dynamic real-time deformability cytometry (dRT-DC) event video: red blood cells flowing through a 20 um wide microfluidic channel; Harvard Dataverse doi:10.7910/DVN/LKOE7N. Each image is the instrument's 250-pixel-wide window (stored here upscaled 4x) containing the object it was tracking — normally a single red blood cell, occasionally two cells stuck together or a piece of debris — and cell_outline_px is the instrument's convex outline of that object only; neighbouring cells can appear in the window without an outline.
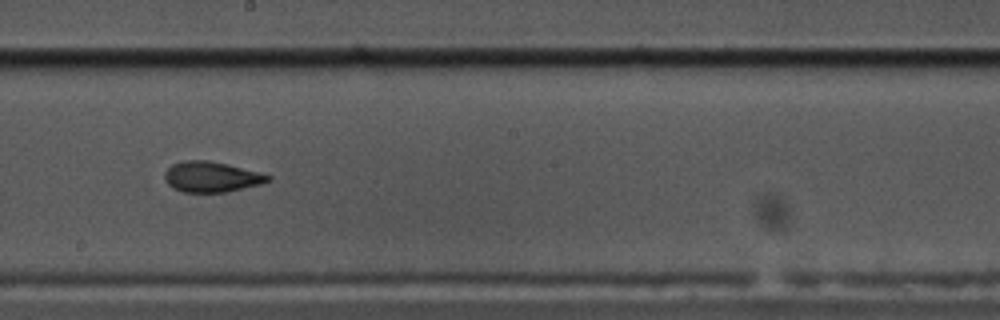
{"species": "common noctule bat (a hibernating species)", "species_latin": "Nyctalus noctula", "temperature_condition": "cold", "stored_images_in_passage": 41, "camera_frame_rate_fps": 3000, "um_per_image_px": 0.085, "animal": {"sex": "male", "body_mass_g": 17.5, "forearm_length_mm": 52.3}, "frame": {"image": 1, "passage_image": 18, "time_ms": 5.667, "image_size_px": [1000, 320], "cell_outline_px": [[272, 180], [260, 184], [224, 192], [184, 192], [172, 188], [164, 180], [164, 172], [172, 164], [184, 160], [208, 160], [228, 164], [260, 172], [272, 176]], "centroid_in_image_um": [17.96, 15.02], "position_along_channel_um": 230.2, "area_um2": 18.44}}
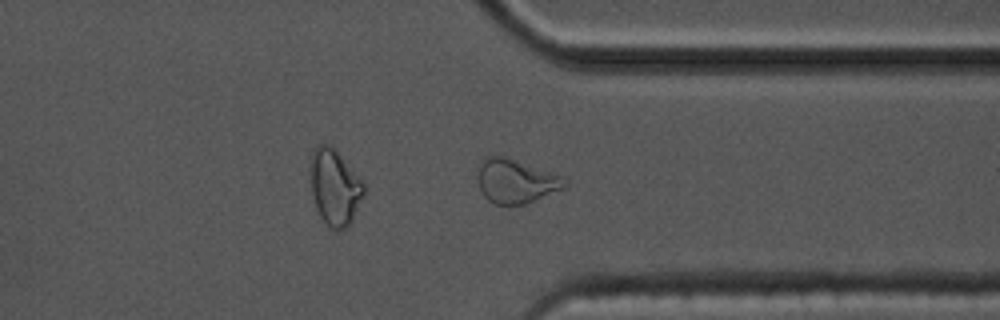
{"frame": {"image": 2, "passage_image": 30, "time_ms": 9.667, "image_size_px": [1000, 320], "cell_outline_px": [[568, 184], [564, 188], [524, 204], [496, 204], [488, 200], [484, 196], [480, 188], [480, 164], [484, 156], [504, 156], [560, 176], [568, 180]], "centroid_in_image_um": [43.85, 15.4], "position_along_channel_um": 367.5, "area_um2": 21.62}, "authors_computed_cell_mechanics": {"area_um2": 18.7272, "velocity_mm_per_s": 3.4473, "shape_relaxation_time_tau1_ms": 9.1005, "shape_relaxation_time_tau2_ms": 1.9566, "deformation_change_tau1": 0.1941, "deformation_change_tau2": 0.0763}}